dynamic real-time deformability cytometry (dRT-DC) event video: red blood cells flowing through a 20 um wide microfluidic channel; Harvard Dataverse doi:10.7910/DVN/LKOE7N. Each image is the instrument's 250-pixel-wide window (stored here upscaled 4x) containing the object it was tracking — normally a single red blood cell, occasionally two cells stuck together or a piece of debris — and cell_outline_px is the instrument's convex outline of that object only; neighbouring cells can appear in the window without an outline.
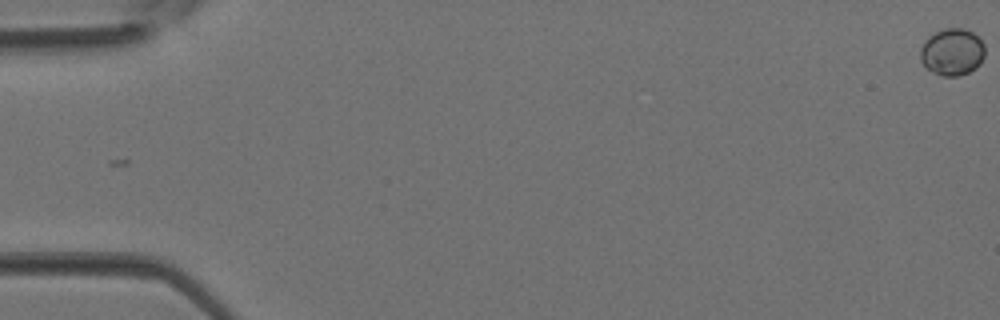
{"species": "Egyptian fruit bat (a non-hibernating species)", "species_latin": "Rousettus aegyptiacus", "temperature_condition": "room temperature", "stored_images_in_passage": 4, "camera_frame_rate_fps": 3000, "um_per_image_px": 0.085, "animal": {"sex": "female"}, "frame": {"image": 1, "passage_image": 1, "time_ms": 0.0, "image_size_px": [1000, 320], "cell_outline_px": [[984, 56], [980, 64], [976, 68], [968, 72], [956, 76], [940, 76], [932, 72], [920, 60], [920, 48], [924, 40], [928, 36], [944, 28], [964, 28], [972, 32], [984, 44]], "centroid_in_image_um": [80.92, 4.41], "position_along_channel_um": 4.1, "area_um2": 17.74}}
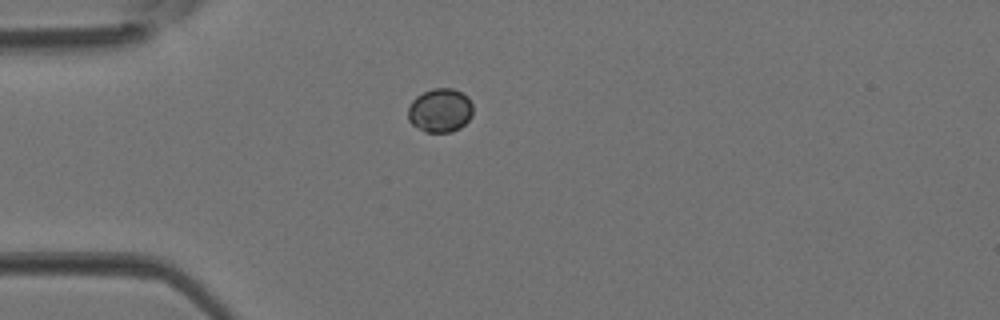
{"frame": {"image": 2, "passage_image": 4, "time_ms": 1.0, "image_size_px": [1000, 320], "cell_outline_px": [[472, 116], [460, 128], [452, 132], [424, 132], [412, 124], [408, 120], [408, 108], [412, 100], [416, 96], [432, 88], [452, 88], [468, 96], [472, 104]], "centroid_in_image_um": [37.4, 9.38], "position_along_channel_um": 47.6, "area_um2": 16.7}}